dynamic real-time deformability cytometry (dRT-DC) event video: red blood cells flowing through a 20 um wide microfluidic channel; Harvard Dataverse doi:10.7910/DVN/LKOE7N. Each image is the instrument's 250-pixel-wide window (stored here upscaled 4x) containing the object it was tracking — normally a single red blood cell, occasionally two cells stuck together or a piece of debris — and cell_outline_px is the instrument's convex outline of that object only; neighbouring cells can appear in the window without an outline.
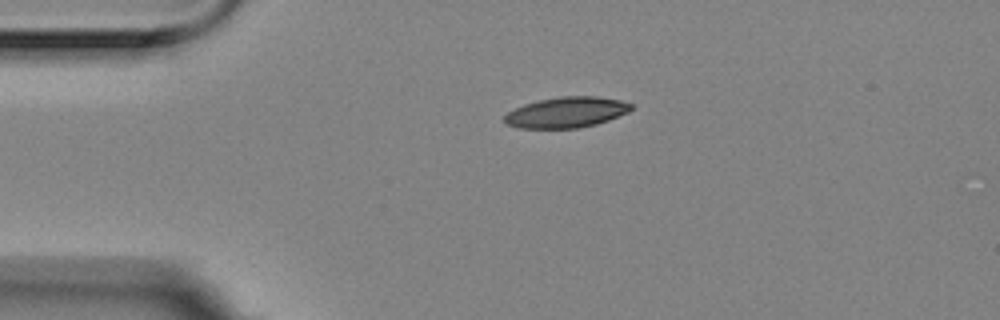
{"species": "Egyptian fruit bat (a non-hibernating species)", "species_latin": "Rousettus aegyptiacus", "temperature_condition": "room temperature", "stored_images_in_passage": 3, "camera_frame_rate_fps": 3000, "um_per_image_px": 0.085, "animal": {"sex": "female"}, "frame": {"image": 1, "passage_image": 1, "time_ms": 0.0, "image_size_px": [1000, 320], "cell_outline_px": [[632, 108], [628, 112], [608, 120], [596, 124], [576, 128], [520, 128], [508, 124], [504, 120], [504, 116], [508, 112], [524, 104], [540, 100], [560, 96], [596, 96], [620, 100], [632, 104]], "centroid_in_image_um": [48.15, 9.54], "position_along_channel_um": 36.8, "area_um2": 22.43}}
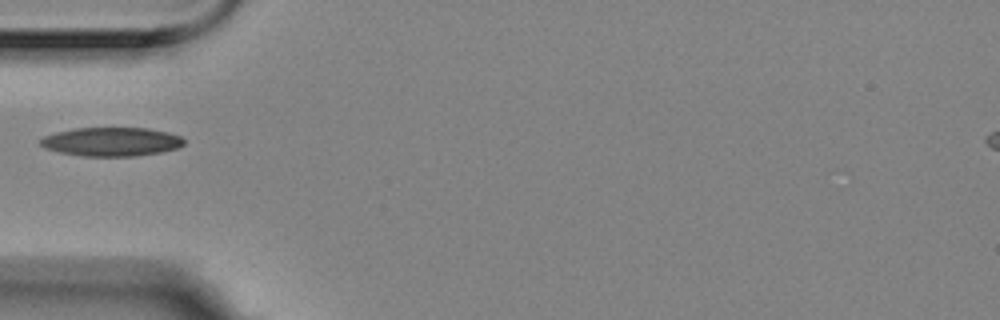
{"frame": {"image": 2, "passage_image": 3, "time_ms": 0.667, "image_size_px": [1000, 320], "cell_outline_px": [[184, 144], [176, 148], [160, 152], [136, 156], [80, 156], [60, 152], [44, 148], [40, 144], [40, 140], [44, 136], [56, 132], [76, 128], [148, 128], [168, 132], [180, 136], [184, 140]], "centroid_in_image_um": [9.46, 12.04], "position_along_channel_um": 75.5, "area_um2": 24.04}}